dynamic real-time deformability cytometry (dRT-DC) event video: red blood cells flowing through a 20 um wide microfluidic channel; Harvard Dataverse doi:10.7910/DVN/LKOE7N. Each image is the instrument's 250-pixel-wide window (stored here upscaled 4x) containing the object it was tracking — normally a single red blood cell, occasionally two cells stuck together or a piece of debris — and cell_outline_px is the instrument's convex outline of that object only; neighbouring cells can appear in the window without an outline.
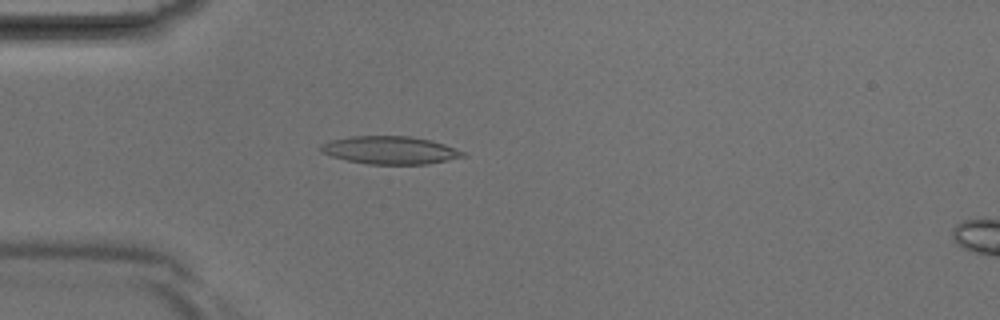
{"species": "Egyptian fruit bat (a non-hibernating species)", "species_latin": "Rousettus aegyptiacus", "temperature_condition": "room temperature", "stored_images_in_passage": 35, "camera_frame_rate_fps": 3000, "um_per_image_px": 0.085, "animal": {"sex": "male"}, "frame": {"image": 1, "passage_image": 6, "time_ms": 1.667, "image_size_px": [1000, 320], "cell_outline_px": [[468, 156], [428, 164], [368, 164], [348, 160], [332, 156], [320, 152], [320, 144], [328, 140], [352, 136], [408, 136], [432, 140], [444, 144], [464, 152]], "centroid_in_image_um": [33.14, 12.76], "position_along_channel_um": 51.9, "area_um2": 23.12}}
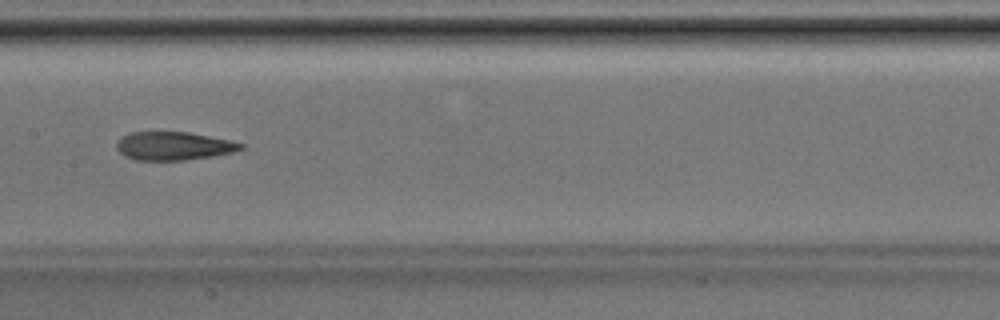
{"frame": {"image": 2, "passage_image": 15, "time_ms": 4.667, "image_size_px": [1000, 320], "cell_outline_px": [[244, 148], [232, 152], [212, 156], [184, 160], [136, 160], [124, 156], [116, 148], [116, 140], [120, 136], [128, 132], [188, 132], [228, 140], [244, 144]], "centroid_in_image_um": [14.69, 12.4], "position_along_channel_um": 192.7, "area_um2": 20.52}}
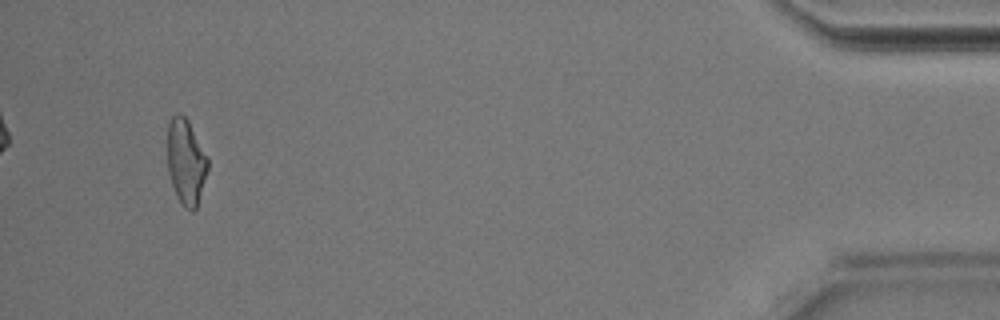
{"frame": {"image": 3, "passage_image": 33, "time_ms": 10.667, "image_size_px": [1000, 320], "cell_outline_px": [[208, 168], [196, 208], [192, 212], [184, 208], [176, 196], [168, 172], [168, 124], [172, 116], [176, 112], [180, 112], [188, 120], [208, 156]], "centroid_in_image_um": [15.81, 13.73], "position_along_channel_um": 419.4, "area_um2": 20.17}}